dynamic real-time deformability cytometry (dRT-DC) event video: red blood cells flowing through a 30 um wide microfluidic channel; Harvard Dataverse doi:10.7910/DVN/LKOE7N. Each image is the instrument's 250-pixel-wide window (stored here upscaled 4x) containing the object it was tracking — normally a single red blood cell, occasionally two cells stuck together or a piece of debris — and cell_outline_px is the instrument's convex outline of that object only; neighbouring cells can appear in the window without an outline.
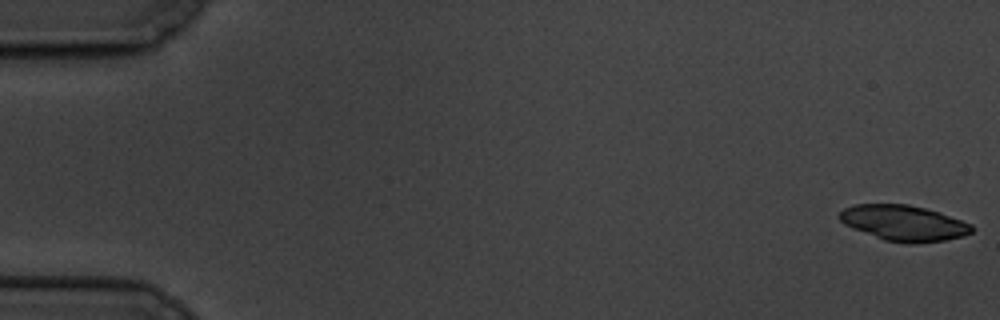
{"species": "common noctule bat (a hibernating species)", "species_latin": "Nyctalus noctula", "temperature_condition": "cold", "stored_images_in_passage": 7, "camera_frame_rate_fps": 3000, "um_per_image_px": 0.085, "animal": {"sex": "male", "body_mass_g": 19.5, "forearm_length_mm": 54.6}, "frame": {"image": 1, "passage_image": 1, "time_ms": 0.0, "image_size_px": [1000, 320], "cell_outline_px": [[972, 232], [964, 236], [944, 240], [916, 244], [908, 244], [884, 240], [852, 228], [844, 224], [836, 216], [844, 208], [852, 204], [908, 204], [940, 212], [972, 224]], "centroid_in_image_um": [76.8, 18.96], "position_along_channel_um": 8.2, "area_um2": 27.63}}